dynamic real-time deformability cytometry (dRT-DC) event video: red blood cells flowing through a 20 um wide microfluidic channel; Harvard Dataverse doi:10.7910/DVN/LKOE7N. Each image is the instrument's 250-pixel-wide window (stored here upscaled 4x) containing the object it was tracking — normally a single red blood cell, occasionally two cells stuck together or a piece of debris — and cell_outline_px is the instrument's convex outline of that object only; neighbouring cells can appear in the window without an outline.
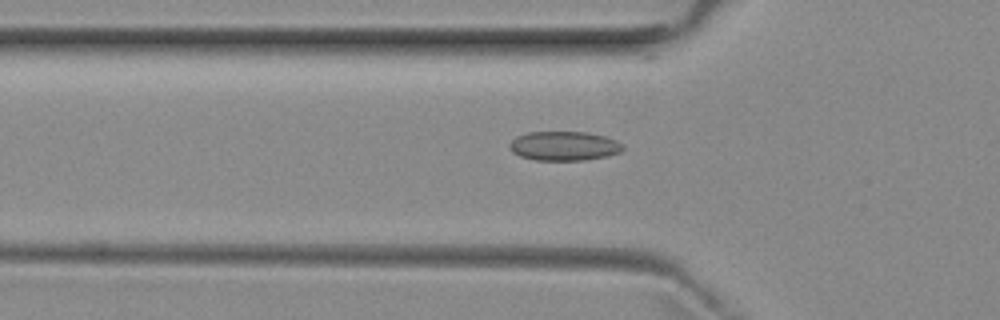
{"species": "common noctule bat (a hibernating species)", "species_latin": "Nyctalus noctula", "temperature_condition": "room temperature", "stored_images_in_passage": 52, "camera_frame_rate_fps": 3000, "um_per_image_px": 0.085, "animal": {"sex": "female", "body_mass_g": 29.2, "forearm_length_mm": 56.3}, "frame": {"image": 1, "passage_image": 17, "time_ms": 5.333, "image_size_px": [1000, 320], "cell_outline_px": [[624, 148], [620, 152], [608, 156], [584, 160], [536, 160], [520, 156], [512, 152], [508, 144], [516, 136], [528, 132], [588, 132], [604, 136], [616, 140], [624, 144]], "centroid_in_image_um": [47.95, 12.4], "position_along_channel_um": 77.8, "area_um2": 19.42}}
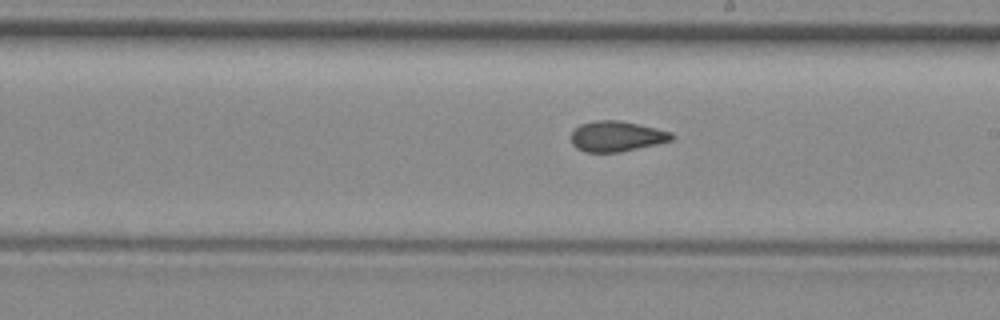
{"frame": {"image": 2, "passage_image": 29, "time_ms": 9.333, "image_size_px": [1000, 320], "cell_outline_px": [[676, 136], [672, 140], [656, 144], [620, 152], [584, 152], [576, 148], [572, 144], [572, 132], [580, 124], [596, 120], [620, 120], [656, 128], [672, 132]], "centroid_in_image_um": [52.42, 11.58], "position_along_channel_um": 236.6, "area_um2": 17.86}}
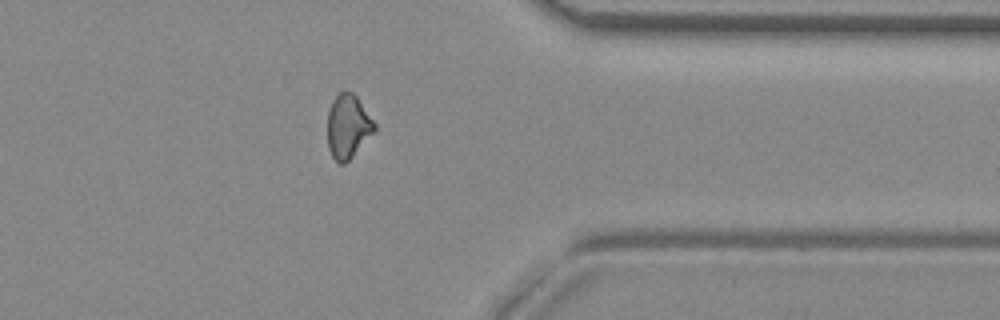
{"frame": {"image": 3, "passage_image": 41, "time_ms": 13.333, "image_size_px": [1000, 320], "cell_outline_px": [[376, 128], [352, 156], [344, 164], [340, 164], [332, 156], [328, 148], [328, 112], [332, 100], [340, 92], [352, 92], [356, 96], [376, 124]], "centroid_in_image_um": [29.55, 10.74], "position_along_channel_um": 381.8, "area_um2": 17.05}, "authors_computed_cell_mechanics": {"area_um2": 18.3226, "velocity_mm_per_s": 3.954, "shape_relaxation_time_tau1_ms": null, "shape_relaxation_time_tau2_ms": 1.8646, "deformation_change_tau1": null, "deformation_change_tau2": 0.0747}}